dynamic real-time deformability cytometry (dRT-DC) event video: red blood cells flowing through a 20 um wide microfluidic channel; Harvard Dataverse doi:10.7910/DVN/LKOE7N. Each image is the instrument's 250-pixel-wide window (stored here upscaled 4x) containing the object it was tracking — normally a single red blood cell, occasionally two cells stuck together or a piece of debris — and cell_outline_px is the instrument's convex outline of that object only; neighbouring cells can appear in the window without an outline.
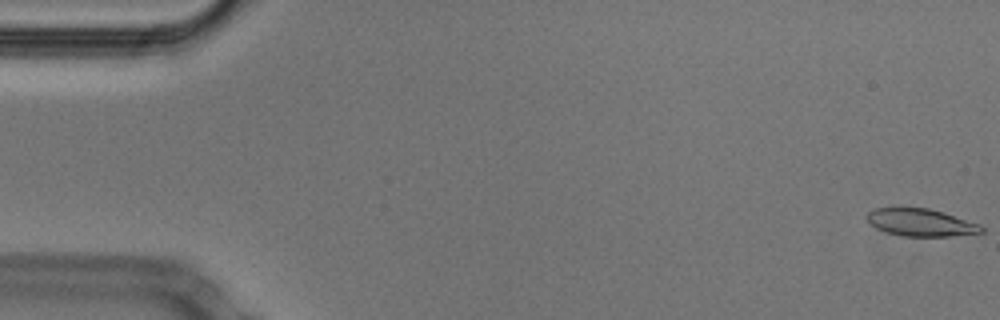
{"species": "Egyptian fruit bat (a non-hibernating species)", "species_latin": "Rousettus aegyptiacus", "temperature_condition": "cold", "stored_images_in_passage": 53, "camera_frame_rate_fps": 3000, "um_per_image_px": 0.085, "animal": {"sex": "male"}, "frame": {"image": 1, "passage_image": 1, "time_ms": 0.0, "image_size_px": [1000, 320], "cell_outline_px": [[984, 232], [952, 236], [900, 236], [876, 228], [868, 224], [864, 216], [872, 208], [892, 204], [900, 204], [928, 208], [944, 212], [980, 224], [984, 228]], "centroid_in_image_um": [78.15, 18.84], "position_along_channel_um": 6.9, "area_um2": 19.42}}
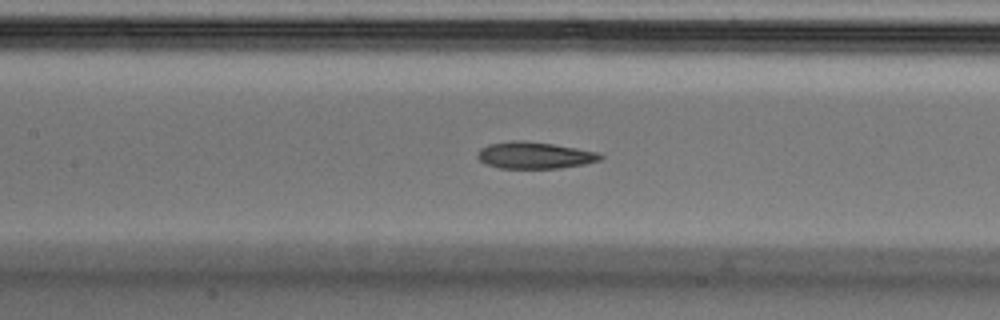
{"frame": {"image": 2, "passage_image": 24, "time_ms": 7.667, "image_size_px": [1000, 320], "cell_outline_px": [[604, 156], [600, 160], [584, 164], [556, 168], [500, 168], [484, 164], [476, 156], [476, 152], [480, 148], [488, 144], [512, 140], [524, 140], [552, 144], [576, 148], [596, 152]], "centroid_in_image_um": [45.37, 13.19], "position_along_channel_um": 162.0, "area_um2": 19.13}}
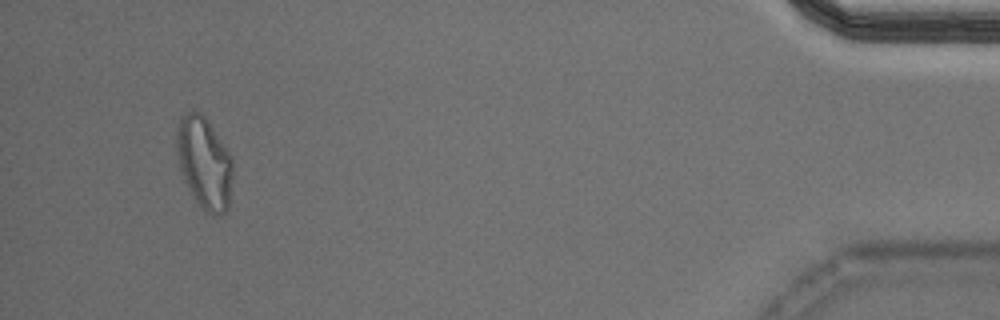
{"frame": {"image": 3, "passage_image": 50, "time_ms": 16.333, "image_size_px": [1000, 320], "cell_outline_px": [[232, 176], [228, 208], [220, 216], [212, 216], [192, 196], [184, 180], [180, 168], [176, 148], [176, 136], [180, 116], [188, 112], [200, 112], [208, 120], [232, 156]], "centroid_in_image_um": [17.37, 13.83], "position_along_channel_um": 417.8, "area_um2": 29.94}, "authors_computed_cell_mechanics": {"area_um2": 19.5364, "velocity_mm_per_s": 3.7881, "shape_relaxation_time_tau1_ms": 6.7288, "shape_relaxation_time_tau2_ms": 3.9349, "deformation_change_tau1": 0.1913, "deformation_change_tau2": 0.1278}}